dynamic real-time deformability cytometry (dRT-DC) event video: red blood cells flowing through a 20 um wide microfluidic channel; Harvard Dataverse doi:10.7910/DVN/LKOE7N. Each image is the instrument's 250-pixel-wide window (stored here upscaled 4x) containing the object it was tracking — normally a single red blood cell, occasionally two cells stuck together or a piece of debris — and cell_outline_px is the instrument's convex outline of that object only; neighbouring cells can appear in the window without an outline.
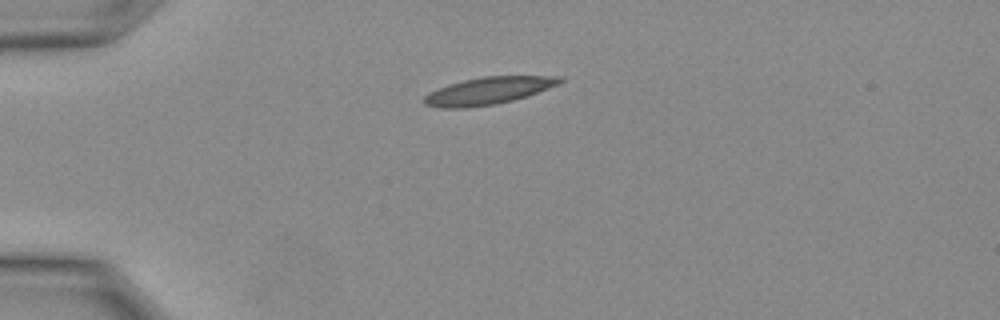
{"species": "Egyptian fruit bat (a non-hibernating species)", "species_latin": "Rousettus aegyptiacus", "temperature_condition": "warm", "stored_images_in_passage": 21, "camera_frame_rate_fps": 3000, "um_per_image_px": 0.085, "animal": {"sex": "female"}, "frame": {"image": 1, "passage_image": 1, "time_ms": 0.0, "image_size_px": [1000, 320], "cell_outline_px": [[564, 80], [556, 84], [536, 92], [512, 100], [496, 104], [468, 108], [440, 108], [424, 104], [424, 96], [428, 92], [464, 80], [484, 76], [564, 76]], "centroid_in_image_um": [41.47, 7.72], "position_along_channel_um": 43.5, "area_um2": 21.15}}
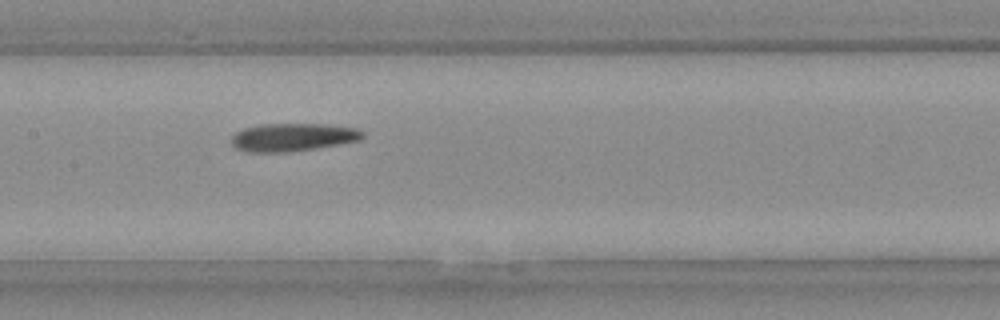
{"frame": {"image": 2, "passage_image": 8, "time_ms": 2.333, "image_size_px": [1000, 320], "cell_outline_px": [[364, 140], [316, 148], [288, 152], [248, 152], [236, 148], [232, 144], [232, 136], [236, 132], [244, 128], [264, 124], [320, 124], [356, 128], [364, 132]], "centroid_in_image_um": [24.92, 11.67], "position_along_channel_um": 182.5, "area_um2": 21.39}}
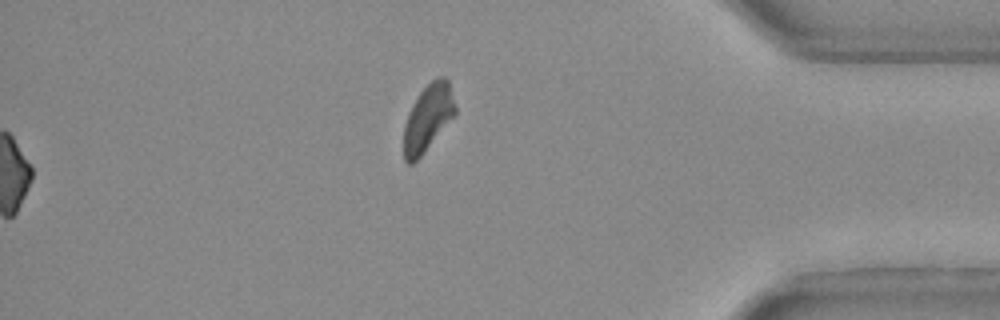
{"frame": {"image": 3, "passage_image": 18, "time_ms": 5.667, "image_size_px": [1000, 320], "cell_outline_px": [[456, 116], [424, 152], [412, 164], [408, 164], [404, 160], [404, 124], [408, 112], [412, 104], [420, 92], [432, 80], [440, 76], [444, 76], [448, 80], [456, 108]], "centroid_in_image_um": [36.38, 10.02], "position_along_channel_um": 398.8, "area_um2": 20.06}}